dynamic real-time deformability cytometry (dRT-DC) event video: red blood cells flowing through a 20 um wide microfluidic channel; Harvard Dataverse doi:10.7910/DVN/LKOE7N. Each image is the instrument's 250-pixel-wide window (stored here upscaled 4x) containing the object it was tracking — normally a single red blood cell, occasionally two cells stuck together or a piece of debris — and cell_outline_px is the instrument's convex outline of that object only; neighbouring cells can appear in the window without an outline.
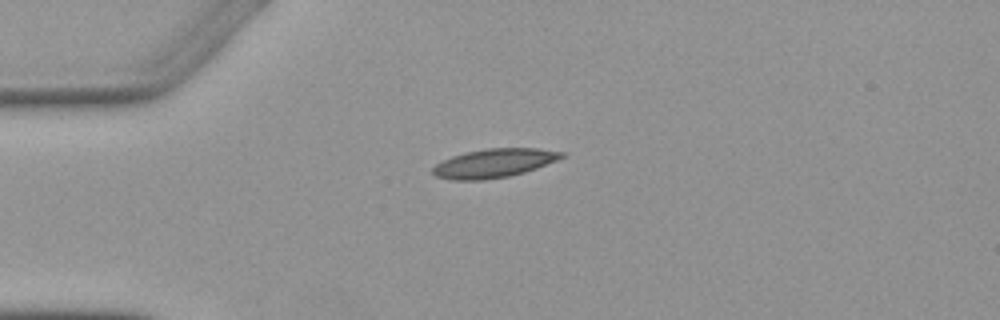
{"species": "Egyptian fruit bat (a non-hibernating species)", "species_latin": "Rousettus aegyptiacus", "temperature_condition": "warm", "stored_images_in_passage": 2, "camera_frame_rate_fps": 3000, "um_per_image_px": 0.085, "animal": {"sex": "female"}, "frame": {"image": 1, "passage_image": 1, "time_ms": 0.0, "image_size_px": [1000, 320], "cell_outline_px": [[568, 156], [536, 168], [524, 172], [508, 176], [484, 180], [452, 180], [436, 176], [432, 172], [432, 168], [436, 164], [452, 156], [468, 152], [488, 148], [540, 148], [564, 152]], "centroid_in_image_um": [42.03, 13.86], "position_along_channel_um": 43.0, "area_um2": 21.56}}